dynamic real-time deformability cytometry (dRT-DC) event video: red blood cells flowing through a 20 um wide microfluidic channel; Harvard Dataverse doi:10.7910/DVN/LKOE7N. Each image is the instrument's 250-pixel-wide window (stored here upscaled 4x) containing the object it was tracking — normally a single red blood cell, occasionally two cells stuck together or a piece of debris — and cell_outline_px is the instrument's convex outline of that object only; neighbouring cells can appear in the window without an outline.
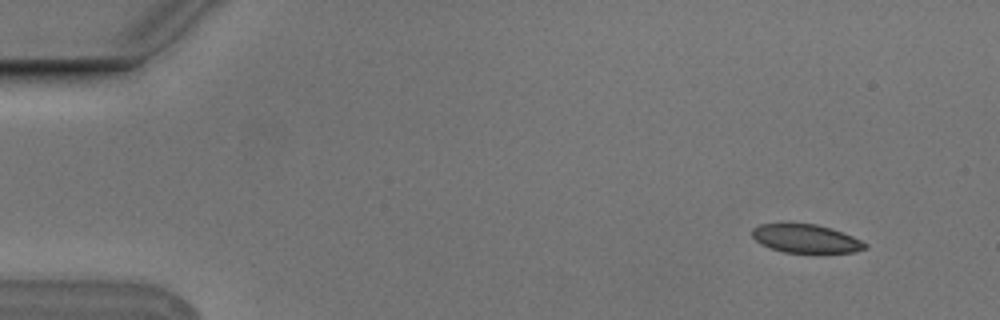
{"species": "Egyptian fruit bat (a non-hibernating species)", "species_latin": "Rousettus aegyptiacus", "temperature_condition": "cold", "stored_images_in_passage": 4, "camera_frame_rate_fps": 3000, "um_per_image_px": 0.085, "animal": {"sex": "male"}, "frame": {"image": 1, "passage_image": 1, "time_ms": 0.0, "image_size_px": [1000, 320], "cell_outline_px": [[868, 248], [856, 252], [784, 252], [768, 248], [760, 244], [752, 236], [752, 228], [760, 224], [780, 220], [788, 220], [816, 224], [852, 236], [868, 244]], "centroid_in_image_um": [68.4, 20.23], "position_along_channel_um": 16.6, "area_um2": 19.42}}
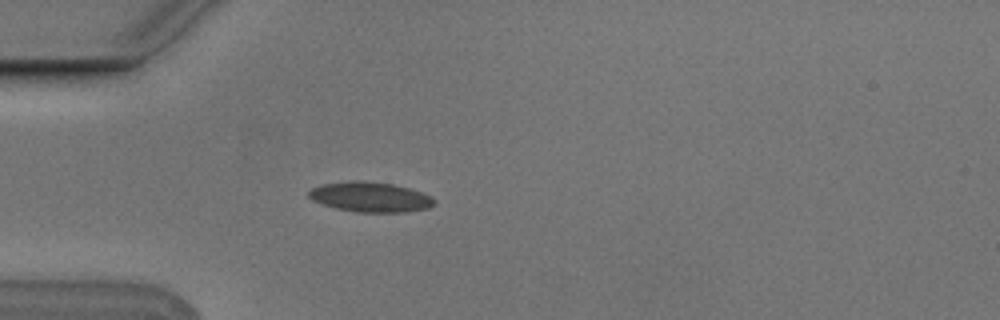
{"frame": {"image": 2, "passage_image": 4, "time_ms": 1.0, "image_size_px": [1000, 320], "cell_outline_px": [[436, 204], [428, 208], [404, 212], [356, 212], [336, 208], [312, 200], [308, 196], [308, 192], [312, 188], [320, 184], [352, 180], [364, 180], [392, 184], [408, 188], [432, 196], [436, 200]], "centroid_in_image_um": [31.48, 16.74], "position_along_channel_um": 53.5, "area_um2": 22.02}}